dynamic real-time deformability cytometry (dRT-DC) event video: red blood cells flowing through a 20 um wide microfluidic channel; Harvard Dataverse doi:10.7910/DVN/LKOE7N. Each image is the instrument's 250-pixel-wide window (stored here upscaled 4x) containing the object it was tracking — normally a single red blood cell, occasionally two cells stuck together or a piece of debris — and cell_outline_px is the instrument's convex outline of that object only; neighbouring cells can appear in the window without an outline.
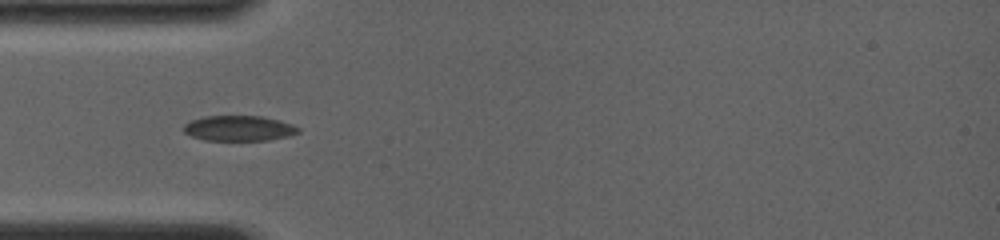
{"species": "common noctule bat (a hibernating species)", "species_latin": "Nyctalus noctula", "temperature_condition": "room temperature", "stored_images_in_passage": 18, "camera_frame_rate_fps": 4000, "um_per_image_px": 0.085, "animal": {"sex": "female", "body_mass_g": 19.0, "forearm_length_mm": 56.7}, "frame": {"image": 1, "passage_image": 1, "time_ms": 0.0, "image_size_px": [1000, 240], "cell_outline_px": [[300, 132], [288, 136], [268, 140], [204, 140], [192, 136], [184, 132], [184, 124], [192, 120], [204, 116], [260, 116], [280, 120], [292, 124], [300, 128]], "centroid_in_image_um": [20.32, 10.9], "position_along_channel_um": 64.7, "area_um2": 16.88}}
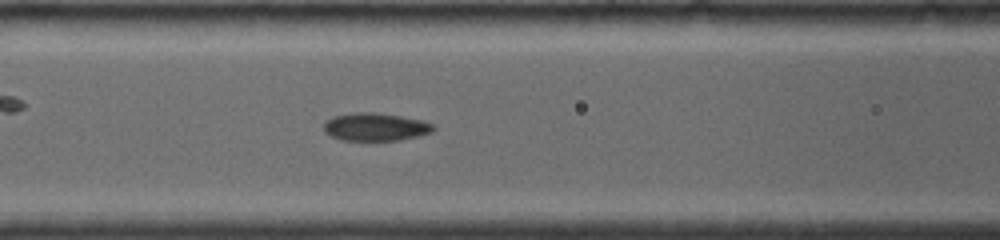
{"frame": {"image": 2, "passage_image": 9, "time_ms": 1.75, "image_size_px": [1000, 240], "cell_outline_px": [[436, 128], [432, 132], [420, 136], [400, 140], [340, 140], [324, 132], [324, 124], [332, 116], [356, 112], [376, 112], [400, 116], [420, 120], [432, 124]], "centroid_in_image_um": [31.91, 10.79], "position_along_channel_um": 134.7, "area_um2": 17.8}}
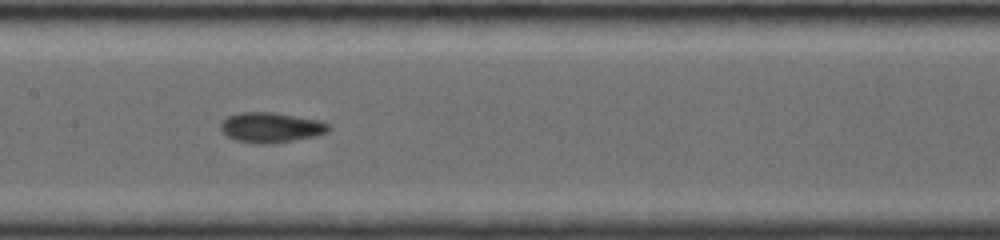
{"frame": {"image": 3, "passage_image": 17, "time_ms": 3.0, "image_size_px": [1000, 240], "cell_outline_px": [[332, 128], [328, 132], [316, 136], [292, 140], [264, 144], [252, 144], [236, 140], [228, 136], [220, 128], [220, 124], [228, 116], [240, 112], [272, 112], [320, 120], [328, 124]], "centroid_in_image_um": [23.05, 10.83], "position_along_channel_um": 184.4, "area_um2": 18.9}}